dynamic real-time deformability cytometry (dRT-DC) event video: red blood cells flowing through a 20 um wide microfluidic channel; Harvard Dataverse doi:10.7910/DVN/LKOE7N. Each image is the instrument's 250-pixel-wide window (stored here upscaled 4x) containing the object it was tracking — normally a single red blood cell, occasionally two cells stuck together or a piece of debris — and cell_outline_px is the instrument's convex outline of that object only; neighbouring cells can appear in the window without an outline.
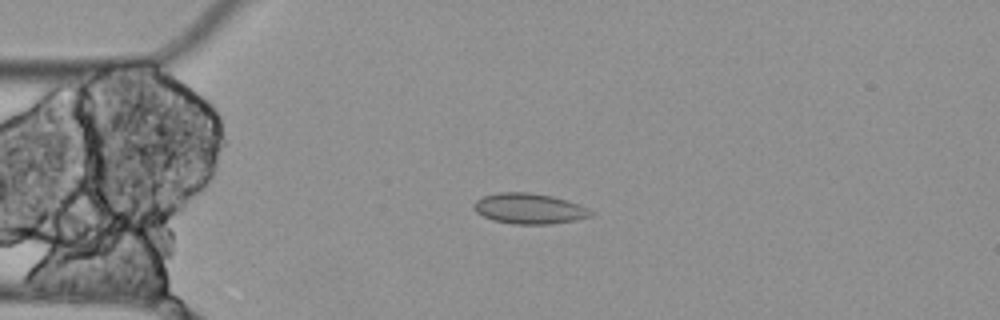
{"species": "Egyptian fruit bat (a non-hibernating species)", "species_latin": "Rousettus aegyptiacus", "temperature_condition": "cold", "stored_images_in_passage": 6, "camera_frame_rate_fps": 3000, "um_per_image_px": 0.085, "animal": {"sex": "female"}, "frame": {"image": 1, "passage_image": 4, "time_ms": 1.0, "image_size_px": [1000, 320], "cell_outline_px": [[592, 216], [576, 220], [552, 224], [512, 224], [492, 220], [476, 212], [472, 208], [472, 204], [476, 200], [484, 196], [500, 192], [528, 192], [552, 196], [588, 208], [592, 212]], "centroid_in_image_um": [44.94, 17.74], "position_along_channel_um": 40.1, "area_um2": 20.75}}
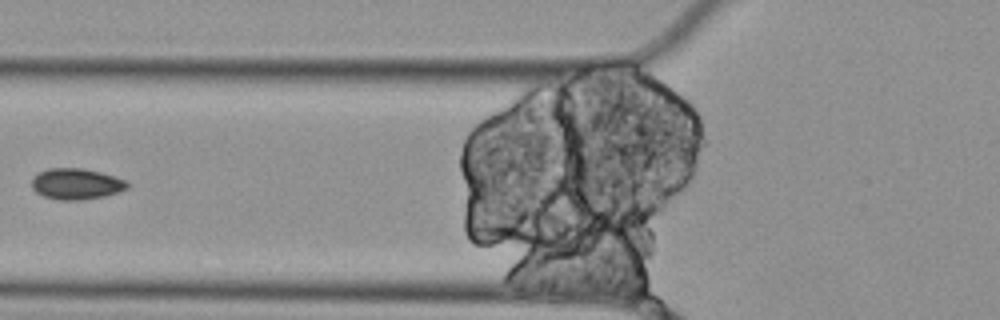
{"frame": {"image": 2, "passage_image": 6, "time_ms": 1.667, "image_size_px": [1000, 320], "cell_outline_px": [[132, 184], [128, 188], [104, 196], [80, 200], [60, 200], [44, 196], [36, 192], [32, 188], [32, 180], [40, 172], [48, 168], [84, 168], [100, 172], [128, 180]], "centroid_in_image_um": [6.53, 15.63], "position_along_channel_um": 119.3, "area_um2": 17.28}}